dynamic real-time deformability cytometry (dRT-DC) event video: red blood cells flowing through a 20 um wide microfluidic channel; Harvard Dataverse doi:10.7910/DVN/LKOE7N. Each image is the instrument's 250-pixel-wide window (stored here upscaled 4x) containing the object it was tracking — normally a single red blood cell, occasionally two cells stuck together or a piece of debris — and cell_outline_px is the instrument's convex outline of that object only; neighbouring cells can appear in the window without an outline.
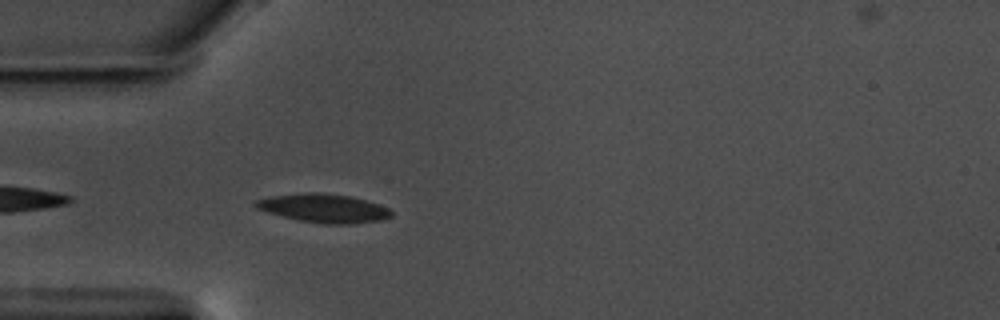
{"species": "common noctule bat (a hibernating species)", "species_latin": "Nyctalus noctula", "temperature_condition": "warm", "stored_images_in_passage": 24, "camera_frame_rate_fps": 3000, "um_per_image_px": 0.085, "animal": {"sex": "male", "body_mass_g": 17.5, "forearm_length_mm": 52.3}, "frame": {"image": 1, "passage_image": 3, "time_ms": 0.667, "image_size_px": [1000, 320], "cell_outline_px": [[392, 216], [380, 220], [352, 224], [324, 224], [300, 220], [268, 212], [256, 208], [252, 204], [256, 200], [268, 196], [308, 192], [316, 192], [348, 196], [364, 200], [388, 208], [392, 212]], "centroid_in_image_um": [27.48, 17.7], "position_along_channel_um": 57.5, "area_um2": 22.37}}
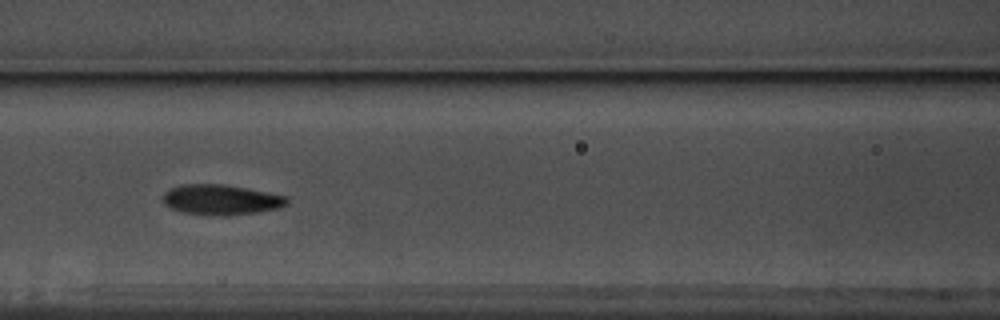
{"frame": {"image": 2, "passage_image": 11, "time_ms": 3.333, "image_size_px": [1000, 320], "cell_outline_px": [[288, 204], [276, 208], [260, 212], [228, 216], [208, 216], [184, 212], [168, 208], [164, 204], [164, 192], [180, 184], [224, 184], [288, 196]], "centroid_in_image_um": [18.78, 16.99], "position_along_channel_um": 147.8, "area_um2": 22.08}}
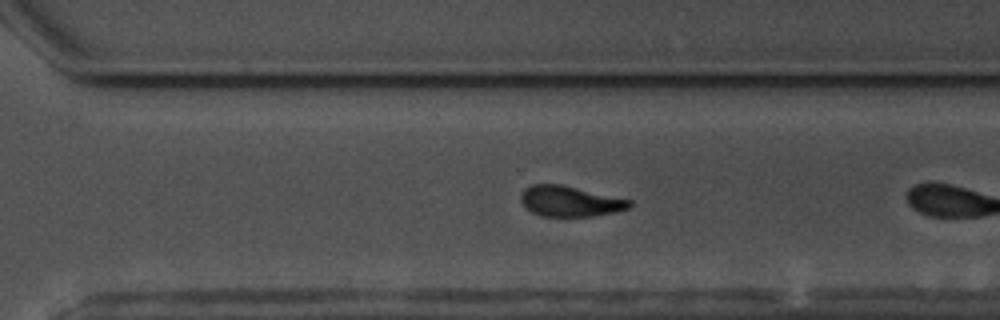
{"frame": {"image": 3, "passage_image": 23, "time_ms": 7.333, "image_size_px": [1000, 320], "cell_outline_px": [[632, 204], [628, 208], [612, 212], [592, 216], [544, 216], [532, 212], [520, 200], [520, 196], [524, 188], [532, 184], [560, 184], [632, 200]], "centroid_in_image_um": [48.43, 17.09], "position_along_channel_um": 322.2, "area_um2": 19.07}}